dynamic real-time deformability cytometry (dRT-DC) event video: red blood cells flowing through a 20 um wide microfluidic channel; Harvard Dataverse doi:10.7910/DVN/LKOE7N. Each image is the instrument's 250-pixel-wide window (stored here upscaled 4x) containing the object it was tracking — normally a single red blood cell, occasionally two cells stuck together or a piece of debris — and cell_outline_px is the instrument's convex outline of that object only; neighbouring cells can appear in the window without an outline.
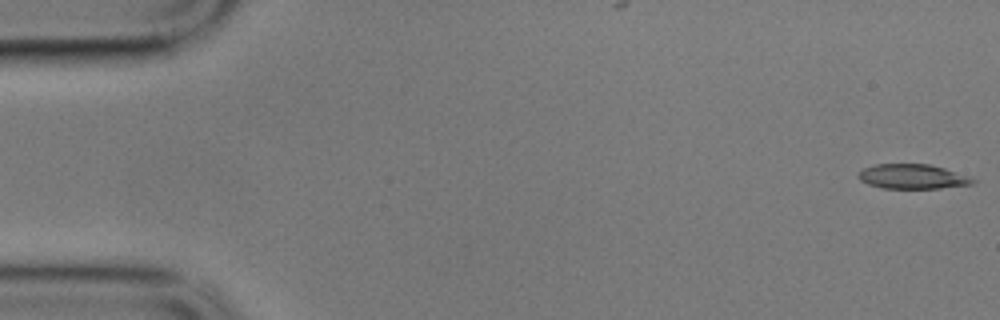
{"species": "common noctule bat (a hibernating species)", "species_latin": "Nyctalus noctula", "temperature_condition": "cold", "stored_images_in_passage": 11, "camera_frame_rate_fps": 3000, "um_per_image_px": 0.085, "animal": {"sex": "male", "body_mass_g": 17.9}, "frame": {"image": 1, "passage_image": 1, "time_ms": 0.0, "image_size_px": [1000, 320], "cell_outline_px": [[976, 180], [972, 184], [940, 188], [880, 188], [868, 184], [860, 180], [856, 176], [856, 172], [864, 168], [876, 164], [928, 164], [944, 168]], "centroid_in_image_um": [77.47, 15.01], "position_along_channel_um": 7.5, "area_um2": 16.3}}